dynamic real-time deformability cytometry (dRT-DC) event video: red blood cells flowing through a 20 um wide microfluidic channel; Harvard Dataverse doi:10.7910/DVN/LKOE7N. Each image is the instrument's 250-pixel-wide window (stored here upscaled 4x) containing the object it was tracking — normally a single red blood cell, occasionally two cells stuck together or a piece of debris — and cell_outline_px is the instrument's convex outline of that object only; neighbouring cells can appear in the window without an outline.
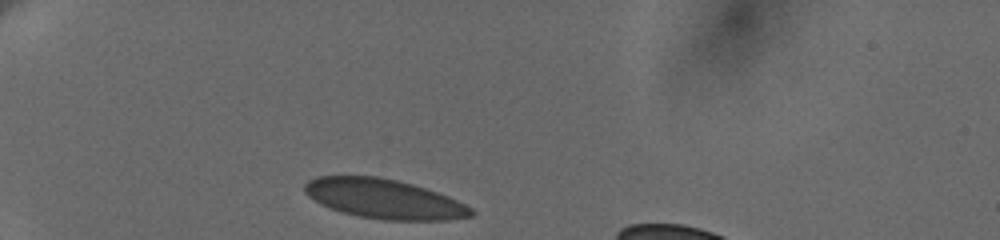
{"species": "human", "species_latin": "Homo sapiens", "temperature_condition": "cold", "stored_images_in_passage": 34, "camera_frame_rate_fps": 3000, "um_per_image_px": 0.085, "donor": {"sex": "female"}, "frame": {"image": 1, "passage_image": 1, "time_ms": 0.0, "image_size_px": [1000, 240], "cell_outline_px": [[476, 212], [472, 216], [448, 220], [384, 220], [360, 216], [340, 212], [320, 204], [308, 196], [304, 192], [304, 184], [308, 180], [316, 176], [380, 176], [412, 184], [448, 196], [472, 208]], "centroid_in_image_um": [32.62, 16.9], "position_along_channel_um": 52.4, "area_um2": 38.38}}
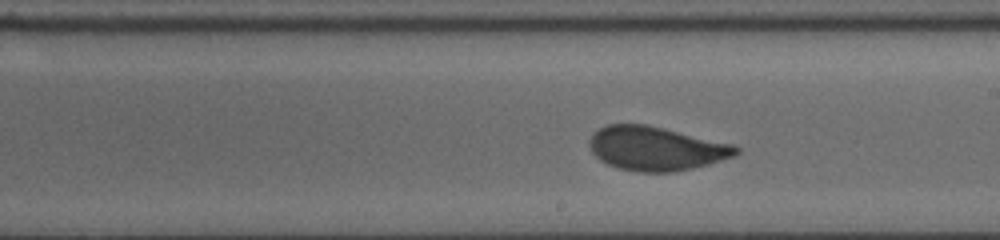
{"frame": {"image": 2, "passage_image": 19, "time_ms": 6.0, "image_size_px": [1000, 240], "cell_outline_px": [[740, 152], [736, 156], [708, 164], [676, 172], [636, 172], [620, 168], [608, 164], [600, 160], [592, 152], [588, 144], [588, 140], [592, 132], [608, 124], [648, 124], [736, 144], [740, 148]], "centroid_in_image_um": [55.79, 12.61], "position_along_channel_um": 233.2, "area_um2": 38.09}}
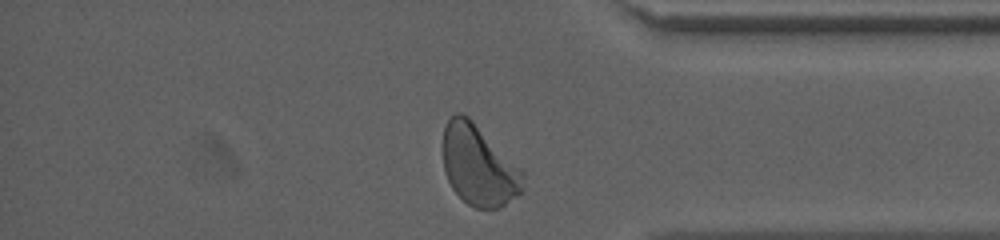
{"frame": {"image": 3, "passage_image": 33, "time_ms": 10.667, "image_size_px": [1000, 240], "cell_outline_px": [[524, 192], [504, 204], [496, 208], [476, 208], [468, 204], [452, 188], [444, 172], [444, 128], [448, 120], [456, 112], [460, 112], [468, 116], [524, 172]], "centroid_in_image_um": [40.71, 14.08], "position_along_channel_um": 394.5, "area_um2": 37.17}, "authors_computed_cell_mechanics": {"area_um2": 37.9457, "velocity_mm_per_s": 3.6123, "shape_relaxation_time_tau1_ms": 4.7014, "shape_relaxation_time_tau2_ms": null, "deformation_change_tau1": 0.1267, "deformation_change_tau2": null}}